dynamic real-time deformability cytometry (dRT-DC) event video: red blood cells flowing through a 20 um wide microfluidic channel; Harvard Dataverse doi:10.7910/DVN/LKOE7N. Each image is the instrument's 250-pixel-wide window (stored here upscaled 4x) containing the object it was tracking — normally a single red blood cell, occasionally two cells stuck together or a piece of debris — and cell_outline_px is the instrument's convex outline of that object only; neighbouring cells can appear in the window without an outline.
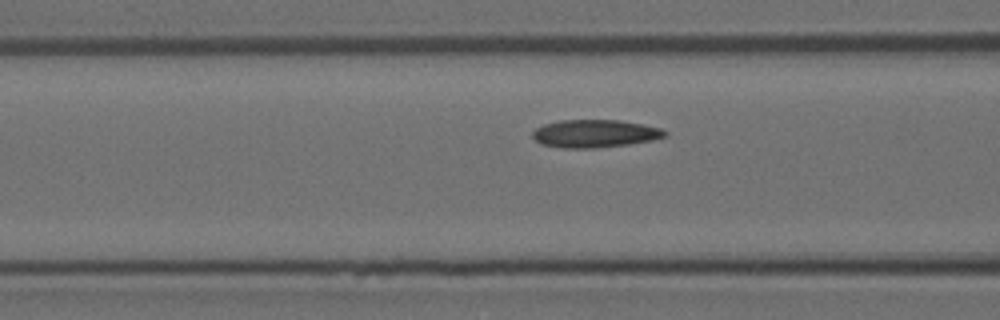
{"species": "Egyptian fruit bat (a non-hibernating species)", "species_latin": "Rousettus aegyptiacus", "temperature_condition": "room temperature", "stored_images_in_passage": 20, "camera_frame_rate_fps": 3000, "um_per_image_px": 0.085, "animal": {"sex": "female"}, "frame": {"image": 1, "passage_image": 12, "time_ms": 3.667, "image_size_px": [1000, 320], "cell_outline_px": [[668, 136], [652, 140], [628, 144], [596, 148], [564, 148], [540, 144], [532, 136], [532, 132], [536, 128], [544, 124], [560, 120], [620, 120], [644, 124], [660, 128], [668, 132]], "centroid_in_image_um": [50.58, 11.35], "position_along_channel_um": 116.0, "area_um2": 21.56}}
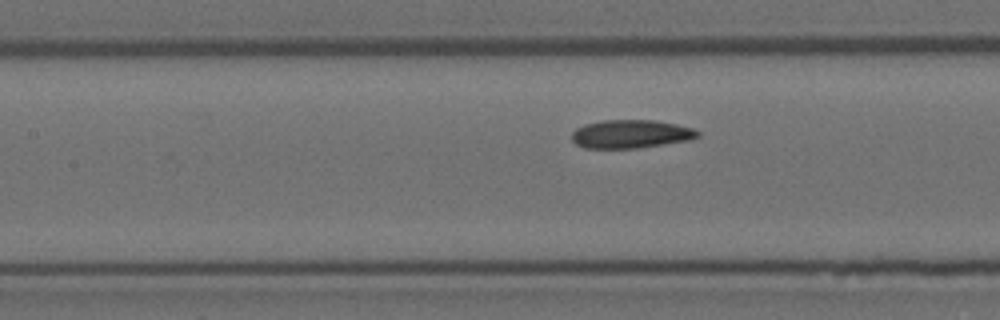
{"frame": {"image": 2, "passage_image": 15, "time_ms": 4.667, "image_size_px": [1000, 320], "cell_outline_px": [[700, 136], [692, 140], [636, 148], [584, 148], [576, 144], [572, 140], [572, 132], [576, 128], [584, 124], [604, 120], [656, 120], [676, 124], [692, 128], [700, 132]], "centroid_in_image_um": [53.63, 11.39], "position_along_channel_um": 153.8, "area_um2": 20.92}}